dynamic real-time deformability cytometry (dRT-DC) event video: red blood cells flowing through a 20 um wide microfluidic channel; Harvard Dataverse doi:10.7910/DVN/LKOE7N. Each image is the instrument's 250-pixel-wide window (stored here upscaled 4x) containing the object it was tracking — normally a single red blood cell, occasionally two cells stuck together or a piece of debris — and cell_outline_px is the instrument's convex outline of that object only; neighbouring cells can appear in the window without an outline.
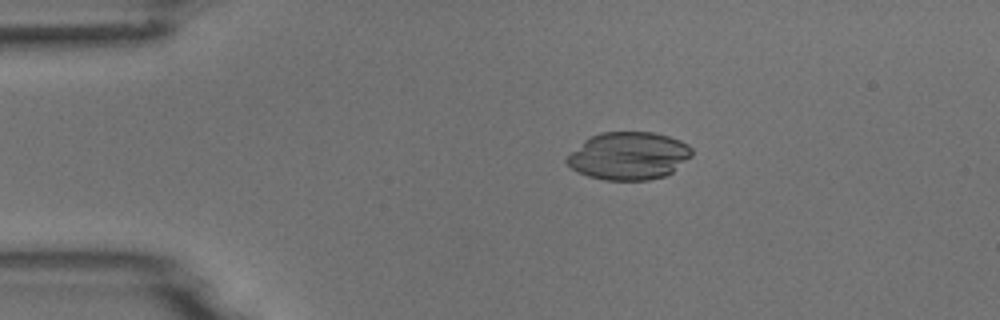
{"species": "common noctule bat (a hibernating species)", "species_latin": "Nyctalus noctula", "temperature_condition": "room temperature", "stored_images_in_passage": 6, "camera_frame_rate_fps": 3000, "um_per_image_px": 0.085, "animal": {"sex": "male", "body_mass_g": 18.8}, "frame": {"image": 1, "passage_image": 4, "time_ms": 1.0, "image_size_px": [1000, 320], "cell_outline_px": [[692, 156], [672, 172], [664, 176], [648, 180], [604, 180], [588, 176], [572, 168], [564, 160], [588, 136], [600, 132], [652, 132], [668, 136], [680, 140], [688, 144], [692, 148]], "centroid_in_image_um": [53.45, 13.24], "position_along_channel_um": 31.6, "area_um2": 34.74}}